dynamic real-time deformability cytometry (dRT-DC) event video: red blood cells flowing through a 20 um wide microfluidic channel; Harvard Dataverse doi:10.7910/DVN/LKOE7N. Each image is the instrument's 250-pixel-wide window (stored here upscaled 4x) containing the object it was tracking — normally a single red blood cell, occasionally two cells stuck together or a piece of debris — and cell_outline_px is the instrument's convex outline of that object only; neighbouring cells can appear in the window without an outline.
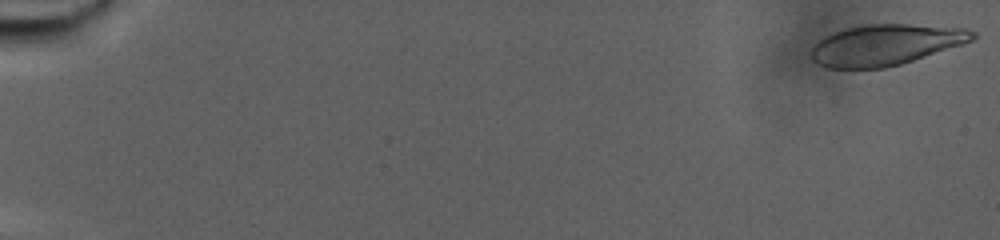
{"species": "human", "species_latin": "Homo sapiens", "temperature_condition": "warm", "stored_images_in_passage": 83, "camera_frame_rate_fps": 3000, "um_per_image_px": 0.085, "donor": {"sex": "male"}, "frame": {"image": 1, "passage_image": 1, "time_ms": 0.0, "image_size_px": [1000, 240], "cell_outline_px": [[976, 36], [972, 40], [964, 44], [900, 64], [884, 68], [828, 68], [812, 60], [812, 48], [820, 40], [836, 32], [848, 28], [868, 24], [908, 24], [964, 28], [976, 32]], "centroid_in_image_um": [75.32, 3.81], "position_along_channel_um": 9.7, "area_um2": 37.92}}
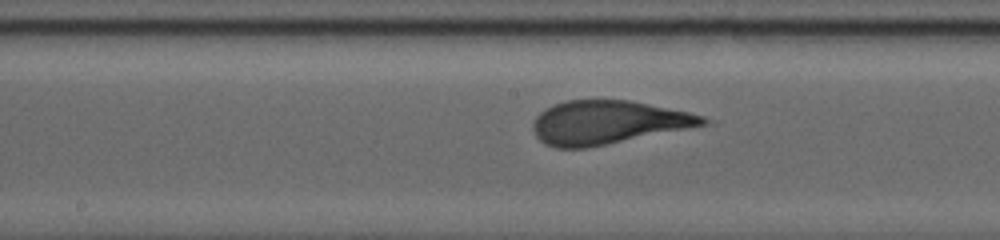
{"frame": {"image": 2, "passage_image": 46, "time_ms": 15.0, "image_size_px": [1000, 240], "cell_outline_px": [[708, 124], [588, 148], [556, 148], [544, 144], [536, 136], [532, 128], [532, 124], [536, 116], [540, 112], [556, 104], [568, 100], [628, 100], [688, 112], [704, 116], [708, 120]], "centroid_in_image_um": [51.62, 10.42], "position_along_channel_um": 196.6, "area_um2": 42.71}}
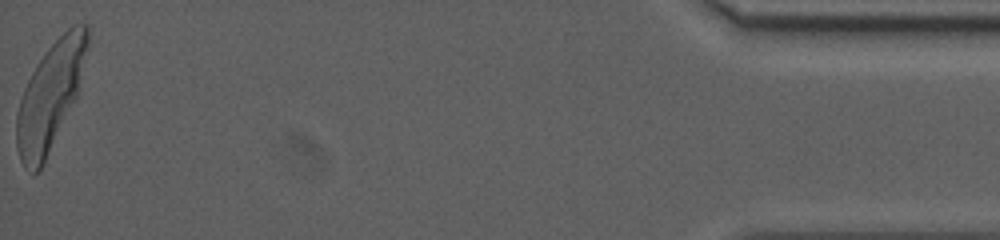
{"frame": {"image": 3, "passage_image": 83, "time_ms": 27.333, "image_size_px": [1000, 240], "cell_outline_px": [[88, 48], [76, 96], [40, 168], [36, 172], [32, 172], [24, 168], [20, 160], [16, 144], [16, 112], [24, 88], [36, 64], [48, 48], [72, 24], [88, 24]], "centroid_in_image_um": [4.25, 8.13], "position_along_channel_um": 431.0, "area_um2": 43.18}, "authors_computed_cell_mechanics": {"area_um2": 42.3096, "velocity_mm_per_s": 2.5775, "shape_relaxation_time_tau1_ms": 5.9516, "shape_relaxation_time_tau2_ms": null, "deformation_change_tau1": 0.2227, "deformation_change_tau2": null}}